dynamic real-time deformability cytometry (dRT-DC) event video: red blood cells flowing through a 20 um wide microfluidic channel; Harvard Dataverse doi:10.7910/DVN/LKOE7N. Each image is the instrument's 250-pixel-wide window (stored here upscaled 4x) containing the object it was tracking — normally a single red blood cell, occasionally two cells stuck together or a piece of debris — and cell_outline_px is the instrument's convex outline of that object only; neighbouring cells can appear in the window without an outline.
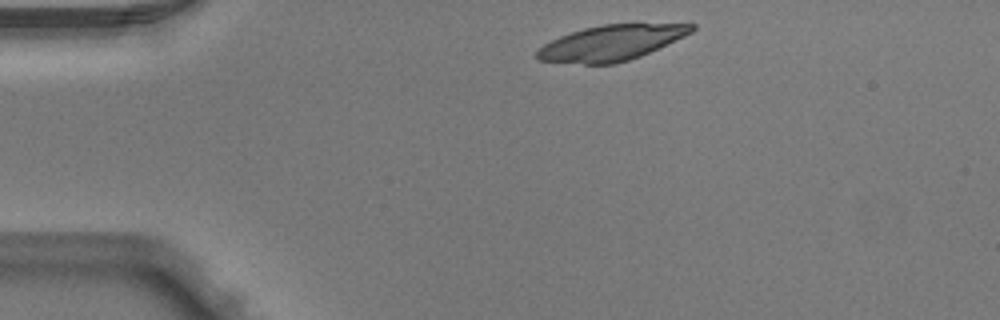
{"species": "Egyptian fruit bat (a non-hibernating species)", "species_latin": "Rousettus aegyptiacus", "temperature_condition": "warm", "stored_images_in_passage": 2, "camera_frame_rate_fps": 3000, "um_per_image_px": 0.085, "animal": {"sex": "male"}, "frame": {"image": 1, "passage_image": 1, "time_ms": 0.0, "image_size_px": [1000, 320], "cell_outline_px": [[696, 28], [692, 32], [684, 36], [640, 56], [616, 64], [584, 64], [540, 60], [536, 56], [536, 52], [544, 44], [560, 36], [584, 28], [600, 24], [696, 24]], "centroid_in_image_um": [51.95, 3.64], "position_along_channel_um": 33.0, "area_um2": 31.44}}